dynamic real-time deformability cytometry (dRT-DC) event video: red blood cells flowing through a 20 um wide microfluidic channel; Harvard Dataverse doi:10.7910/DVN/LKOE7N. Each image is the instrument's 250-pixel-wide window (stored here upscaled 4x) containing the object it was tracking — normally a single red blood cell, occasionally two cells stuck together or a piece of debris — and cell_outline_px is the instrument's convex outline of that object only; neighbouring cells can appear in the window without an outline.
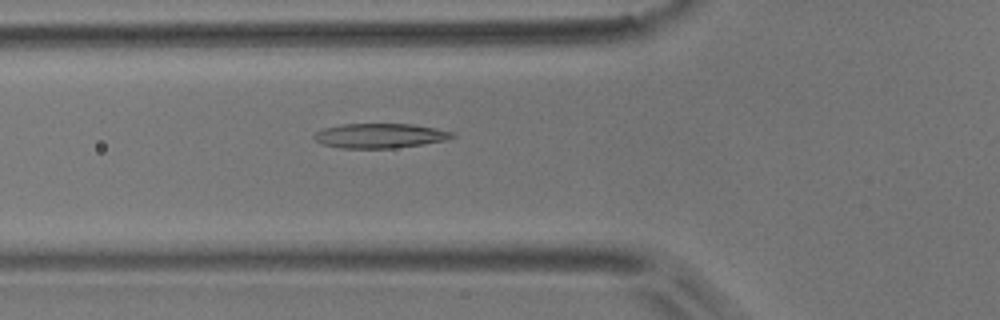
{"species": "common noctule bat (a hibernating species)", "species_latin": "Nyctalus noctula", "temperature_condition": "room temperature", "stored_images_in_passage": 46, "camera_frame_rate_fps": 3000, "um_per_image_px": 0.085, "animal": {"sex": "male", "body_mass_g": 17.9}, "frame": {"image": 1, "passage_image": 12, "time_ms": 3.667, "image_size_px": [1000, 320], "cell_outline_px": [[456, 136], [444, 140], [424, 144], [392, 148], [340, 148], [324, 144], [316, 140], [312, 136], [316, 132], [324, 128], [340, 124], [412, 124], [456, 132]], "centroid_in_image_um": [32.31, 11.53], "position_along_channel_um": 93.5, "area_um2": 19.77}}
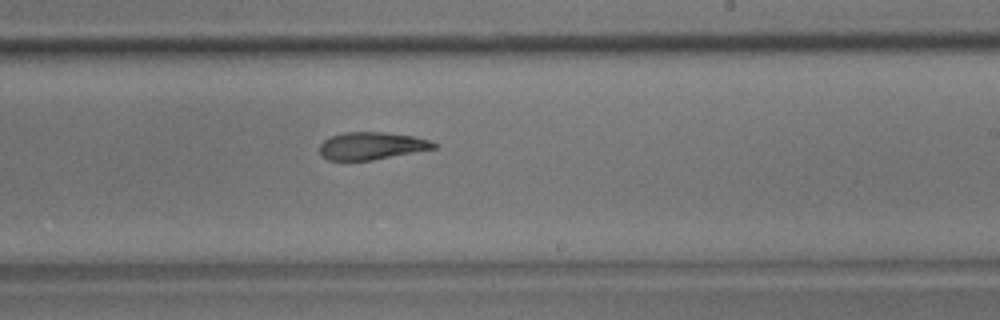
{"frame": {"image": 2, "passage_image": 25, "time_ms": 8.0, "image_size_px": [1000, 320], "cell_outline_px": [[440, 144], [436, 148], [372, 160], [328, 160], [320, 152], [320, 144], [324, 140], [332, 136], [344, 132], [384, 132], [412, 136], [428, 140]], "centroid_in_image_um": [31.6, 12.39], "position_along_channel_um": 257.4, "area_um2": 18.09}}
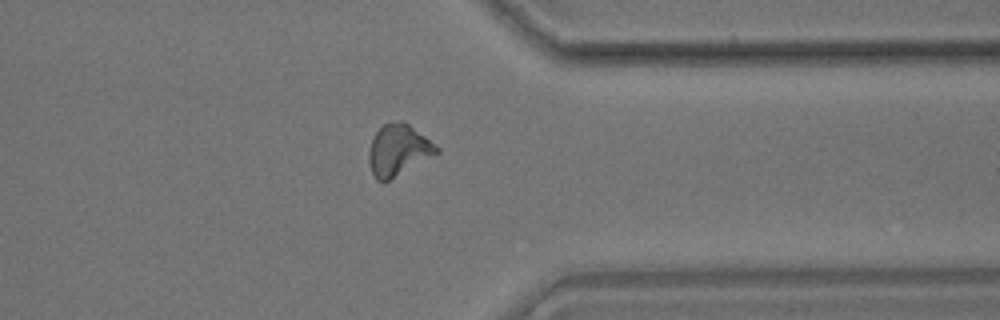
{"frame": {"image": 3, "passage_image": 35, "time_ms": 11.333, "image_size_px": [1000, 320], "cell_outline_px": [[440, 152], [388, 180], [376, 180], [372, 172], [368, 160], [368, 152], [372, 136], [384, 124], [400, 120], [404, 120], [440, 148]], "centroid_in_image_um": [33.84, 12.73], "position_along_channel_um": 377.6, "area_um2": 20.0}, "authors_computed_cell_mechanics": {"area_um2": 19.363, "velocity_mm_per_s": 3.7767, "shape_relaxation_time_tau1_ms": 9.7616, "shape_relaxation_time_tau2_ms": 4.5351, "deformation_change_tau1": 0.2256, "deformation_change_tau2": 0.1225}}